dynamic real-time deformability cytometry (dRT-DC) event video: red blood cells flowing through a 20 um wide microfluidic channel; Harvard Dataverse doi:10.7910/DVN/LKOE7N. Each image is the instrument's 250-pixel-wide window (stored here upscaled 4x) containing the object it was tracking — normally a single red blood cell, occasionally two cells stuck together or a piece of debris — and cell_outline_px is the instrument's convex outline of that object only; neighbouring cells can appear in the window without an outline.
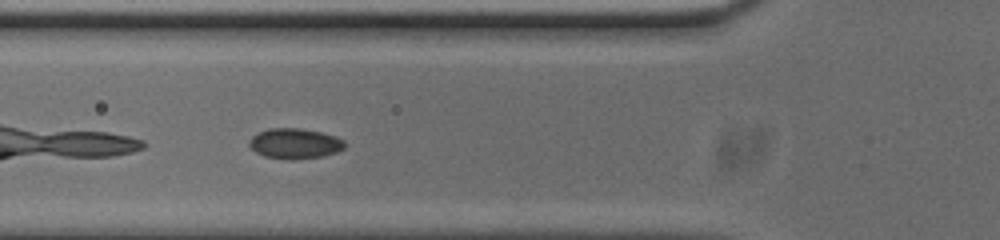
{"species": "common noctule bat (a hibernating species)", "species_latin": "Nyctalus noctula", "temperature_condition": "cold", "stored_images_in_passage": 40, "camera_frame_rate_fps": 3000, "um_per_image_px": 0.085, "animal": {"sex": "male", "body_mass_g": 20.0, "forearm_length_mm": 53.3}, "frame": {"image": 1, "passage_image": 4, "time_ms": 1.0, "image_size_px": [1000, 240], "cell_outline_px": [[344, 148], [336, 152], [324, 156], [292, 160], [264, 156], [256, 152], [248, 144], [248, 140], [252, 136], [268, 128], [300, 128], [320, 132], [336, 136], [344, 140]], "centroid_in_image_um": [25.05, 12.2], "position_along_channel_um": 100.7, "area_um2": 16.88}}
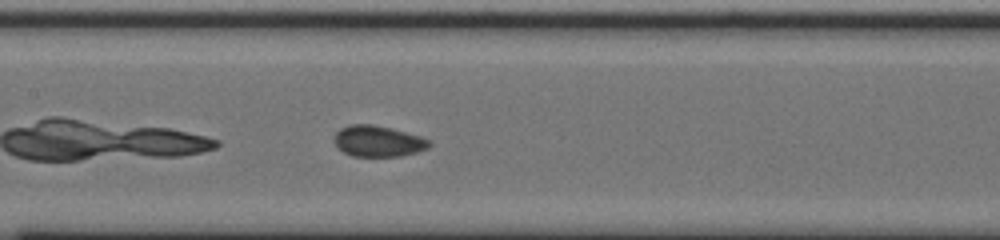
{"frame": {"image": 2, "passage_image": 10, "time_ms": 3.0, "image_size_px": [1000, 240], "cell_outline_px": [[432, 144], [428, 148], [416, 152], [400, 156], [352, 156], [344, 152], [332, 140], [336, 132], [340, 128], [348, 124], [372, 124], [420, 136], [428, 140]], "centroid_in_image_um": [32.1, 12.0], "position_along_channel_um": 175.3, "area_um2": 17.05}}
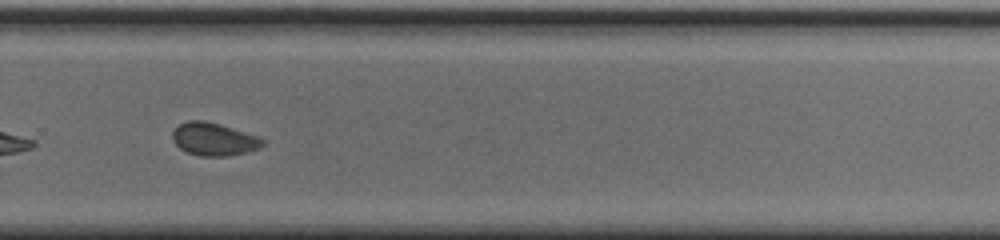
{"frame": {"image": 3, "passage_image": 21, "time_ms": 6.667, "image_size_px": [1000, 240], "cell_outline_px": [[264, 144], [260, 148], [248, 152], [228, 156], [200, 156], [188, 152], [180, 148], [172, 140], [172, 132], [180, 124], [188, 120], [204, 120], [220, 124], [260, 136], [264, 140]], "centroid_in_image_um": [18.21, 11.83], "position_along_channel_um": 311.6, "area_um2": 17.4}, "authors_computed_cell_mechanics": {"area_um2": 17.2822, "velocity_mm_per_s": 3.7259, "shape_relaxation_time_tau1_ms": null, "shape_relaxation_time_tau2_ms": 1.2448, "deformation_change_tau1": null, "deformation_change_tau2": 0.0509}}